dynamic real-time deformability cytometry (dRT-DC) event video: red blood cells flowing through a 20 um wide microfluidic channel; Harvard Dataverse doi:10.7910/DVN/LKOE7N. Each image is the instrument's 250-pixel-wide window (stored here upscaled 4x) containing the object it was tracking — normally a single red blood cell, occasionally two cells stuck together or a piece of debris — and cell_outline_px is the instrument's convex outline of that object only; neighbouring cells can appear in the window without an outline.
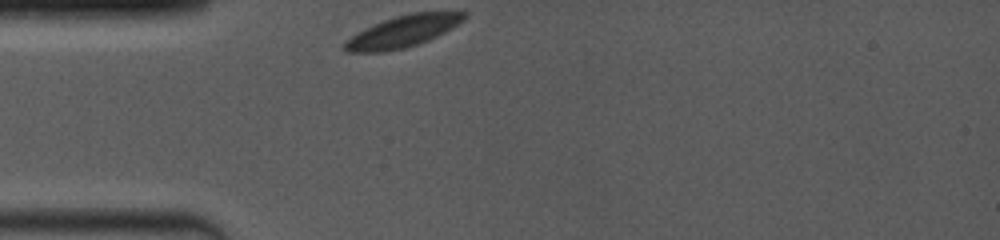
{"species": "common noctule bat (a hibernating species)", "species_latin": "Nyctalus noctula", "temperature_condition": "room temperature", "stored_images_in_passage": 41, "camera_frame_rate_fps": 4000, "um_per_image_px": 0.085, "animal": {"sex": "female", "body_mass_g": 19.0, "forearm_length_mm": 53.3}, "frame": {"image": 1, "passage_image": 1, "time_ms": 0.0, "image_size_px": [1000, 240], "cell_outline_px": [[468, 16], [464, 20], [444, 32], [428, 40], [404, 48], [384, 52], [344, 52], [344, 40], [364, 28], [384, 20], [396, 16], [412, 12], [468, 12]], "centroid_in_image_um": [34.21, 2.67], "position_along_channel_um": 50.8, "area_um2": 21.91}}
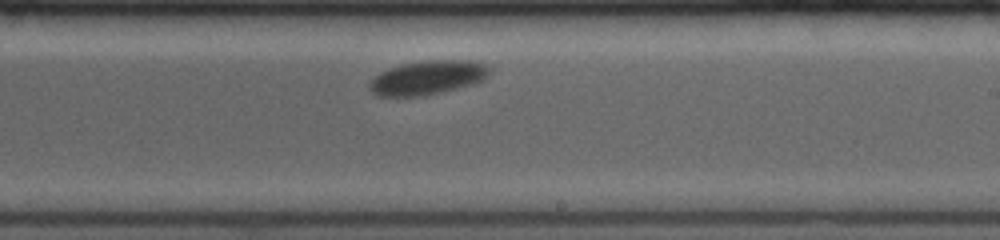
{"frame": {"image": 2, "passage_image": 24, "time_ms": 5.75, "image_size_px": [1000, 240], "cell_outline_px": [[488, 76], [484, 80], [472, 84], [424, 96], [376, 96], [368, 88], [368, 84], [380, 72], [404, 64], [428, 60], [468, 60], [484, 64], [488, 68]], "centroid_in_image_um": [36.33, 6.61], "position_along_channel_um": 252.7, "area_um2": 23.47}}
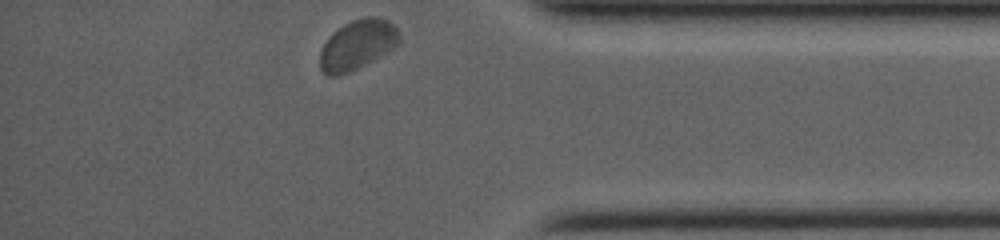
{"frame": {"image": 3, "passage_image": 41, "time_ms": 10.0, "image_size_px": [1000, 240], "cell_outline_px": [[400, 44], [388, 52], [348, 72], [336, 76], [328, 76], [320, 68], [320, 52], [324, 44], [344, 24], [352, 20], [364, 16], [376, 16], [388, 20], [400, 32]], "centroid_in_image_um": [30.43, 3.79], "position_along_channel_um": 404.8, "area_um2": 22.72}}